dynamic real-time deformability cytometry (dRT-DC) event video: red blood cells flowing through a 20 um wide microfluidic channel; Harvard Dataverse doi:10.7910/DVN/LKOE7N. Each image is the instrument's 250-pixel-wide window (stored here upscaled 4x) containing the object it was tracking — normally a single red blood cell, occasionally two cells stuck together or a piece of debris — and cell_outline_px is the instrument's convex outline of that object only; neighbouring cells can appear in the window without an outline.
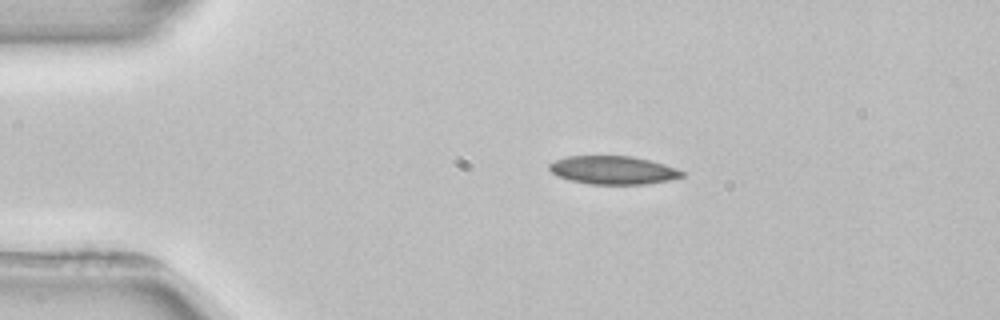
{"species": "common noctule bat (a hibernating species)", "species_latin": "Nyctalus noctula", "temperature_condition": "room temperature", "stored_images_in_passage": 2, "camera_frame_rate_fps": 3000, "um_per_image_px": 0.085, "animal": {"sex": "female", "body_mass_g": 22.7, "forearm_length_mm": 54.2}, "frame": {"image": 1, "passage_image": 1, "time_ms": 0.0, "image_size_px": [1000, 320], "cell_outline_px": [[684, 176], [668, 180], [644, 184], [588, 184], [556, 176], [548, 168], [548, 164], [556, 160], [568, 156], [632, 156], [664, 164], [676, 168], [684, 172]], "centroid_in_image_um": [52.09, 14.46], "position_along_channel_um": 32.9, "area_um2": 21.73}}